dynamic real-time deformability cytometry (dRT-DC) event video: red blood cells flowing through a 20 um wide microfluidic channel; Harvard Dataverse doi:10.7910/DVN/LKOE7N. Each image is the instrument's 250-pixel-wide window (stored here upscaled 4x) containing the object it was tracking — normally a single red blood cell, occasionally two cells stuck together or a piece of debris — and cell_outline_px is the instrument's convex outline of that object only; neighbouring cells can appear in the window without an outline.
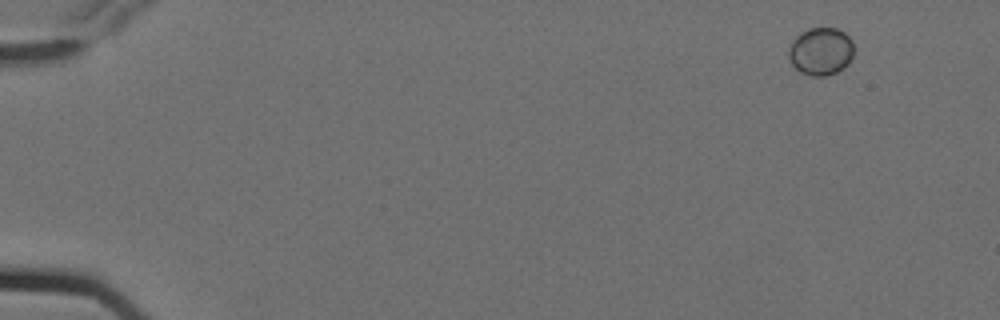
{"species": "Egyptian fruit bat (a non-hibernating species)", "species_latin": "Rousettus aegyptiacus", "temperature_condition": "cold", "stored_images_in_passage": 5, "camera_frame_rate_fps": 3000, "um_per_image_px": 0.085, "animal": {"sex": "female"}, "frame": {"image": 1, "passage_image": 1, "time_ms": 0.0, "image_size_px": [1000, 320], "cell_outline_px": [[852, 56], [848, 64], [844, 68], [836, 72], [824, 76], [812, 76], [800, 72], [792, 64], [788, 56], [788, 48], [792, 40], [800, 32], [808, 28], [836, 28], [844, 32], [852, 40]], "centroid_in_image_um": [69.74, 4.36], "position_along_channel_um": 15.3, "area_um2": 18.21}}